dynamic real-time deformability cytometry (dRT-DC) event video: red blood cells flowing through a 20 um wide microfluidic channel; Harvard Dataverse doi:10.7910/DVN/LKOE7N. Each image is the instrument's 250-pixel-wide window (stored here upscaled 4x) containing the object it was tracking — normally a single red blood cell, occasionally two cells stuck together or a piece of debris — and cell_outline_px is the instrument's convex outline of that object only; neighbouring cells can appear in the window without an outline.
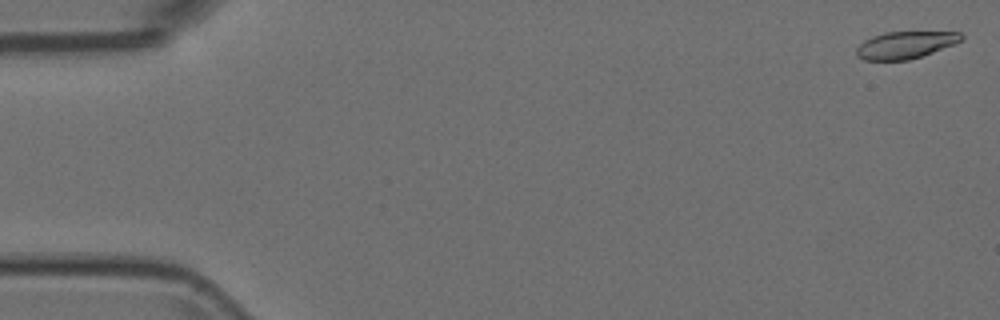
{"species": "Egyptian fruit bat (a non-hibernating species)", "species_latin": "Rousettus aegyptiacus", "temperature_condition": "room temperature", "stored_images_in_passage": 54, "camera_frame_rate_fps": 3000, "um_per_image_px": 0.085, "animal": {"sex": "female"}, "frame": {"image": 1, "passage_image": 1, "time_ms": 0.0, "image_size_px": [1000, 320], "cell_outline_px": [[964, 36], [960, 40], [952, 44], [932, 52], [908, 60], [864, 60], [856, 56], [856, 48], [864, 40], [872, 36], [884, 32], [960, 32]], "centroid_in_image_um": [76.88, 3.82], "position_along_channel_um": 8.1, "area_um2": 16.36}}
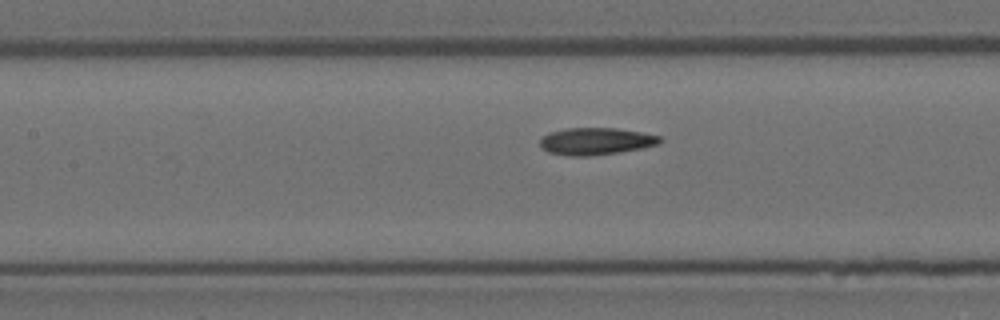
{"frame": {"image": 2, "passage_image": 24, "time_ms": 7.667, "image_size_px": [1000, 320], "cell_outline_px": [[664, 140], [660, 144], [620, 152], [588, 156], [572, 156], [548, 152], [540, 148], [540, 140], [544, 136], [552, 132], [564, 128], [616, 128], [640, 132], [660, 136]], "centroid_in_image_um": [50.66, 12.01], "position_along_channel_um": 156.7, "area_um2": 18.9}}
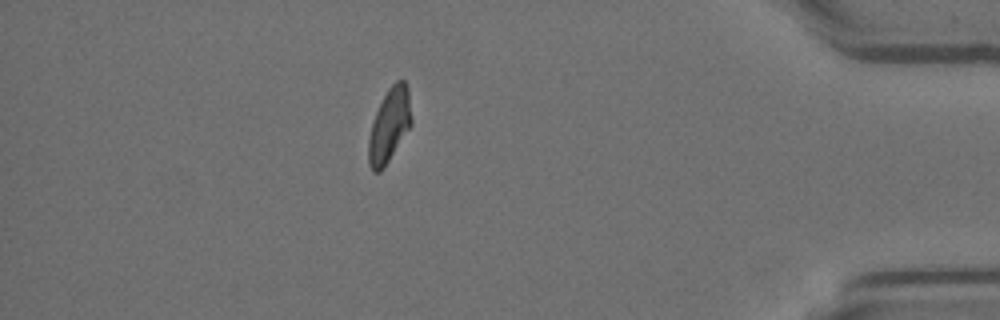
{"frame": {"image": 3, "passage_image": 47, "time_ms": 15.333, "image_size_px": [1000, 320], "cell_outline_px": [[412, 124], [380, 172], [372, 172], [368, 164], [368, 140], [372, 120], [388, 88], [396, 80], [404, 80], [408, 88], [412, 120]], "centroid_in_image_um": [33.08, 10.64], "position_along_channel_um": 402.1, "area_um2": 18.32}}